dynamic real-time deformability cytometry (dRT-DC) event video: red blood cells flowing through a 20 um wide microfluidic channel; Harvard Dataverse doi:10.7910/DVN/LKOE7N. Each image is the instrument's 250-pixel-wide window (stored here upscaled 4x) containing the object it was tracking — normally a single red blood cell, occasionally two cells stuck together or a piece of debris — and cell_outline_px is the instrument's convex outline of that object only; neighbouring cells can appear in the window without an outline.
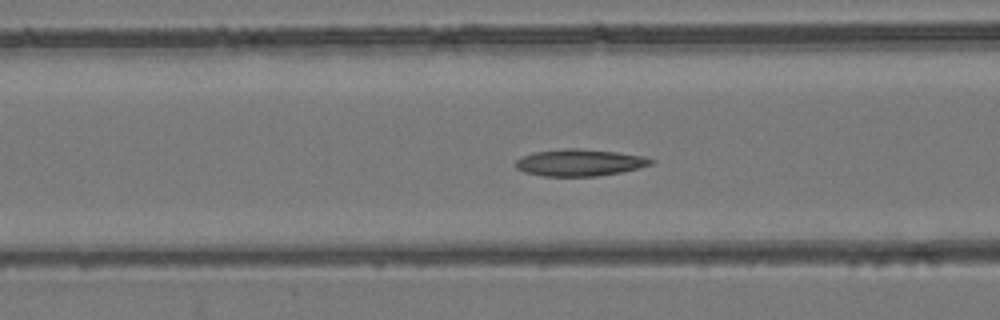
{"species": "common noctule bat (a hibernating species)", "species_latin": "Nyctalus noctula", "temperature_condition": "room temperature", "stored_images_in_passage": 54, "camera_frame_rate_fps": 3000, "um_per_image_px": 0.085, "animal": {"sex": "female", "body_mass_g": 24.6, "forearm_length_mm": 56.2}, "frame": {"image": 1, "passage_image": 22, "time_ms": 7.0, "image_size_px": [1000, 320], "cell_outline_px": [[656, 160], [652, 164], [620, 172], [596, 176], [544, 176], [524, 172], [516, 168], [512, 164], [516, 160], [532, 152], [564, 148], [576, 148], [616, 152], [644, 156]], "centroid_in_image_um": [49.23, 13.81], "position_along_channel_um": 117.4, "area_um2": 21.15}}
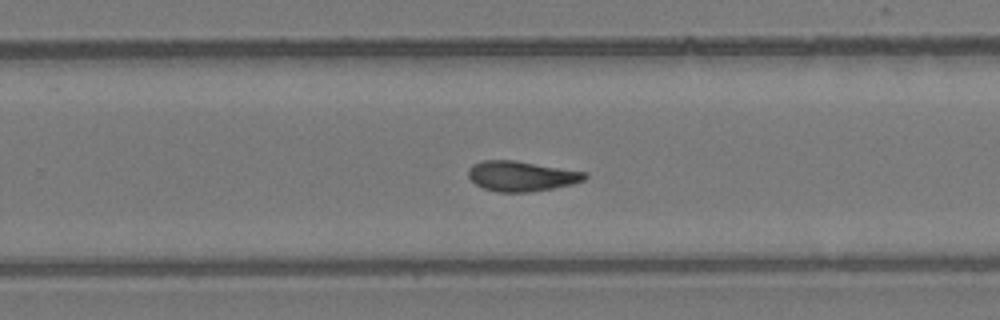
{"frame": {"image": 2, "passage_image": 35, "time_ms": 11.333, "image_size_px": [1000, 320], "cell_outline_px": [[588, 176], [584, 180], [572, 184], [552, 188], [528, 192], [496, 192], [484, 188], [476, 184], [468, 176], [468, 168], [472, 164], [484, 160], [516, 160], [588, 172]], "centroid_in_image_um": [44.33, 14.96], "position_along_channel_um": 285.5, "area_um2": 20.58}}
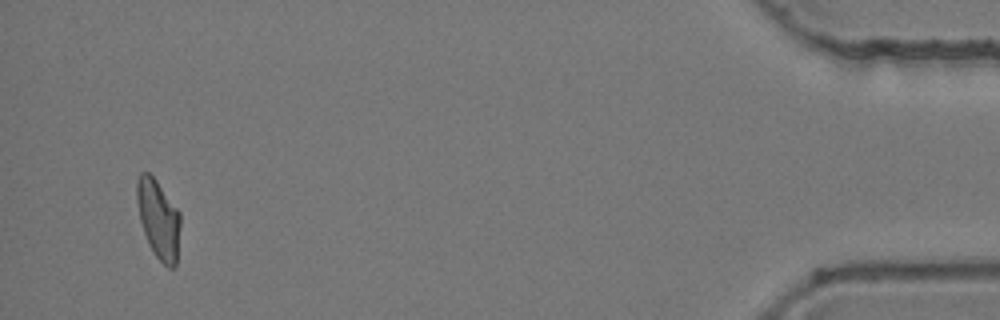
{"frame": {"image": 3, "passage_image": 52, "time_ms": 17.0, "image_size_px": [1000, 320], "cell_outline_px": [[180, 224], [176, 268], [168, 268], [156, 256], [148, 244], [140, 220], [136, 200], [136, 180], [140, 172], [148, 172], [156, 180], [180, 212]], "centroid_in_image_um": [13.46, 18.62], "position_along_channel_um": 421.7, "area_um2": 20.06}, "authors_computed_cell_mechanics": {"area_um2": 20.808, "velocity_mm_per_s": 3.8861, "shape_relaxation_time_tau1_ms": null, "shape_relaxation_time_tau2_ms": 5.3722, "deformation_change_tau1": null, "deformation_change_tau2": 0.127}}